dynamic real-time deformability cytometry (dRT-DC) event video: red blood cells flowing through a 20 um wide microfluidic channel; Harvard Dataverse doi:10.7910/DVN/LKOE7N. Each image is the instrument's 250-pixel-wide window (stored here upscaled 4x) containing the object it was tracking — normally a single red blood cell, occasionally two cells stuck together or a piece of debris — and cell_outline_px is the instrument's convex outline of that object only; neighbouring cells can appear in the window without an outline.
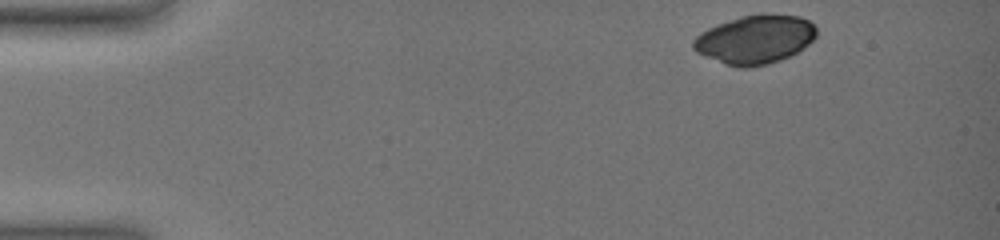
{"species": "common noctule bat (a hibernating species)", "species_latin": "Nyctalus noctula", "temperature_condition": "warm", "stored_images_in_passage": 16, "camera_frame_rate_fps": 3000, "um_per_image_px": 0.085, "animal": {"sex": "female", "body_mass_g": 19.0, "forearm_length_mm": 51.5}, "frame": {"image": 1, "passage_image": 1, "time_ms": 0.0, "image_size_px": [1000, 240], "cell_outline_px": [[816, 36], [804, 48], [780, 60], [768, 64], [752, 68], [740, 68], [724, 64], [704, 56], [696, 52], [692, 48], [692, 40], [700, 32], [716, 24], [740, 16], [764, 12], [800, 16], [808, 20], [816, 28]], "centroid_in_image_um": [64.15, 3.34], "position_along_channel_um": 20.9, "area_um2": 35.49}}